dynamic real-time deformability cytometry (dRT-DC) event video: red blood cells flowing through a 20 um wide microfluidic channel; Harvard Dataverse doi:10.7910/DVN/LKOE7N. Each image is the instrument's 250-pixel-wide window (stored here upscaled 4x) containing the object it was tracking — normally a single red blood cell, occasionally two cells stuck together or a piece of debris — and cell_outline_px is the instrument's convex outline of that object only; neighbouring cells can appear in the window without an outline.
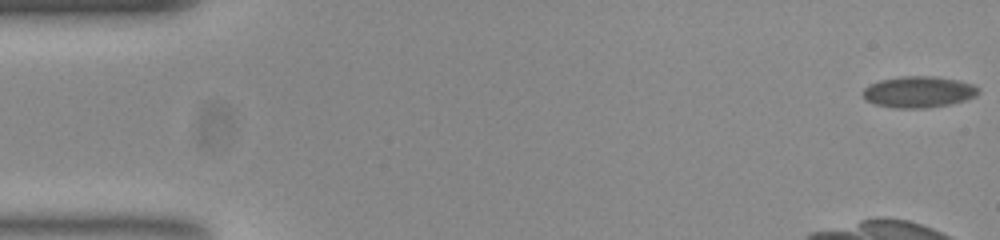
{"species": "common noctule bat (a hibernating species)", "species_latin": "Nyctalus noctula", "temperature_condition": "room temperature", "stored_images_in_passage": 44, "camera_frame_rate_fps": 3000, "um_per_image_px": 0.085, "animal": {"sex": "female", "body_mass_g": 23.0, "forearm_length_mm": 53.4}, "frame": {"image": 1, "passage_image": 1, "time_ms": 0.0, "image_size_px": [1000, 240], "cell_outline_px": [[980, 92], [976, 96], [964, 100], [948, 104], [924, 108], [896, 108], [876, 104], [868, 100], [864, 96], [864, 88], [880, 80], [900, 76], [936, 76], [960, 80], [972, 84], [980, 88]], "centroid_in_image_um": [78.14, 7.8], "position_along_channel_um": 6.9, "area_um2": 20.92}}